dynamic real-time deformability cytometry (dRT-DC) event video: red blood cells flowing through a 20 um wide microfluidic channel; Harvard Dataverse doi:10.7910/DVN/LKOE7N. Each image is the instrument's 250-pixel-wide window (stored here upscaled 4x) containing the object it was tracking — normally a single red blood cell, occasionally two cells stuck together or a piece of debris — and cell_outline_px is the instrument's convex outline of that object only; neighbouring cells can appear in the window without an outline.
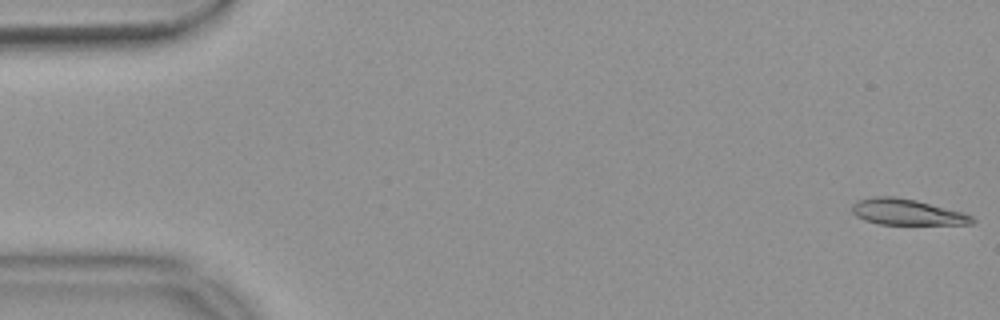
{"species": "common noctule bat (a hibernating species)", "species_latin": "Nyctalus noctula", "temperature_condition": "warm", "stored_images_in_passage": 54, "camera_frame_rate_fps": 3000, "um_per_image_px": 0.085, "animal": {"sex": "female", "body_mass_g": 18.4}, "frame": {"image": 1, "passage_image": 1, "time_ms": 0.0, "image_size_px": [1000, 320], "cell_outline_px": [[976, 220], [972, 224], [880, 224], [864, 220], [856, 216], [852, 212], [852, 204], [856, 200], [872, 196], [896, 196], [916, 200], [964, 212], [972, 216]], "centroid_in_image_um": [77.07, 18.01], "position_along_channel_um": 7.9, "area_um2": 18.32}}
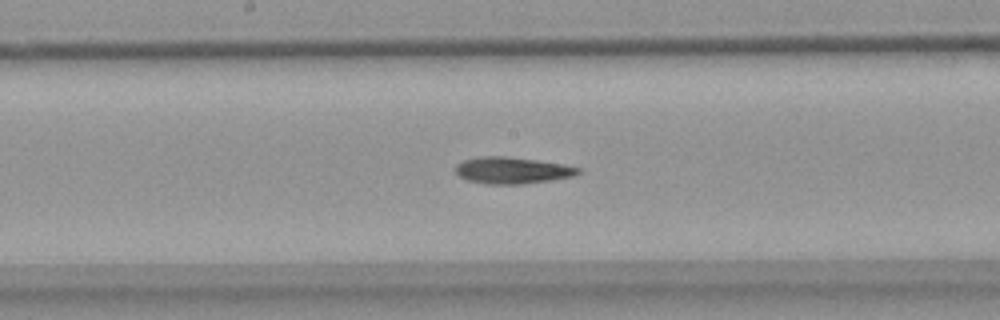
{"frame": {"image": 2, "passage_image": 28, "time_ms": 9.0, "image_size_px": [1000, 320], "cell_outline_px": [[580, 172], [572, 176], [552, 180], [524, 184], [484, 184], [468, 180], [460, 176], [456, 172], [456, 164], [464, 160], [480, 156], [504, 156], [536, 160], [564, 164], [580, 168]], "centroid_in_image_um": [43.53, 14.48], "position_along_channel_um": 204.7, "area_um2": 18.96}}
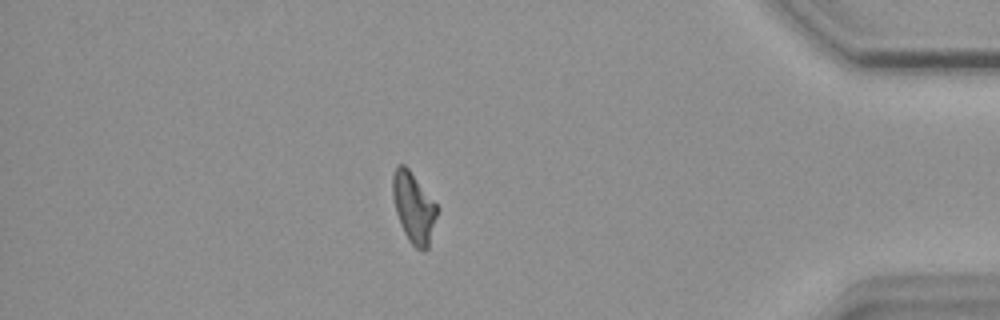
{"frame": {"image": 3, "passage_image": 47, "time_ms": 15.333, "image_size_px": [1000, 320], "cell_outline_px": [[440, 208], [428, 248], [424, 252], [416, 248], [408, 240], [400, 224], [396, 212], [392, 196], [392, 176], [396, 164], [404, 164], [408, 168]], "centroid_in_image_um": [35.17, 17.65], "position_along_channel_um": 400.0, "area_um2": 18.5}, "authors_computed_cell_mechanics": {"area_um2": 18.6983, "velocity_mm_per_s": 3.7111, "shape_relaxation_time_tau1_ms": 7.4701, "shape_relaxation_time_tau2_ms": 9.1493, "deformation_change_tau1": 0.1857, "deformation_change_tau2": 0.2072}}